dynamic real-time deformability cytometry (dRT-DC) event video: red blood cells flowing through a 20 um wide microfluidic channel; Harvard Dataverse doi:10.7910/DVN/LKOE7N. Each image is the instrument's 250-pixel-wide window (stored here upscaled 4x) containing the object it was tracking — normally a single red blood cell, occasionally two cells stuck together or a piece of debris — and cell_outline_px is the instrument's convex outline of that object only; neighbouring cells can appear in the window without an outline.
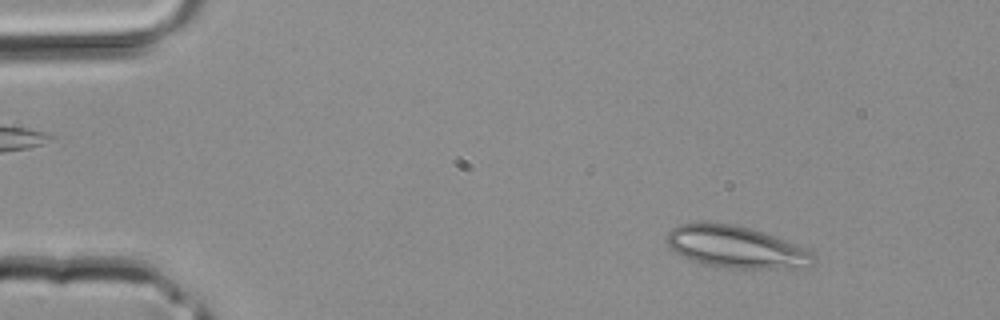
{"species": "common noctule bat (a hibernating species)", "species_latin": "Nyctalus noctula", "temperature_condition": "room temperature", "stored_images_in_passage": 40, "camera_frame_rate_fps": 3000, "um_per_image_px": 0.085, "animal": {"sex": "male", "body_mass_g": 20.4}, "frame": {"image": 1, "passage_image": 5, "time_ms": 1.333, "image_size_px": [1000, 320], "cell_outline_px": [[816, 256], [812, 264], [808, 268], [728, 268], [704, 264], [684, 256], [668, 248], [664, 240], [668, 232], [672, 228], [680, 224], [732, 224], [764, 232], [796, 244], [816, 252]], "centroid_in_image_um": [62.61, 21.02], "position_along_channel_um": 22.4, "area_um2": 35.72}}
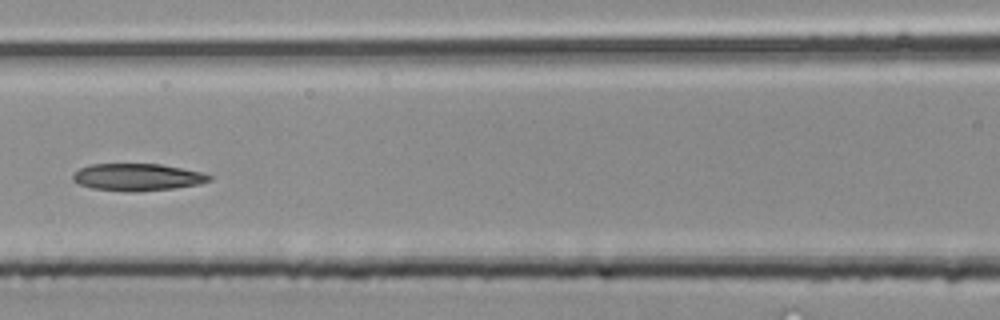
{"frame": {"image": 2, "passage_image": 18, "time_ms": 5.667, "image_size_px": [1000, 320], "cell_outline_px": [[212, 180], [200, 184], [176, 188], [132, 192], [124, 192], [92, 188], [80, 184], [72, 180], [72, 172], [80, 168], [92, 164], [160, 164], [204, 172], [212, 176]], "centroid_in_image_um": [11.69, 15.06], "position_along_channel_um": 154.9, "area_um2": 21.85}}
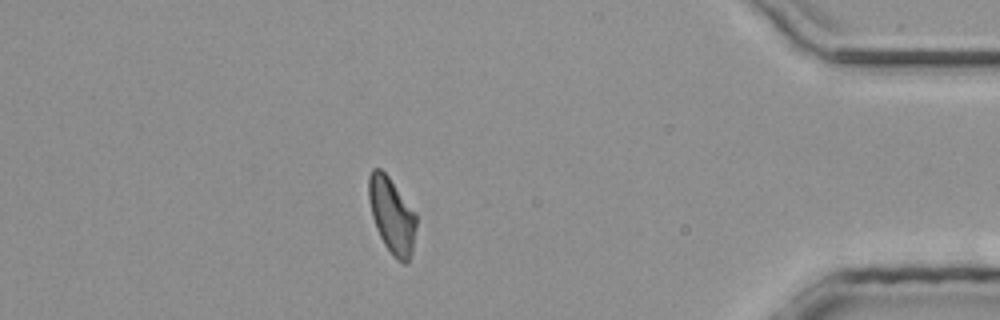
{"frame": {"image": 3, "passage_image": 35, "time_ms": 11.333, "image_size_px": [1000, 320], "cell_outline_px": [[416, 228], [412, 252], [408, 264], [404, 264], [396, 260], [392, 256], [384, 244], [376, 228], [372, 216], [368, 200], [368, 176], [372, 168], [380, 168], [388, 176], [416, 212]], "centroid_in_image_um": [33.3, 18.33], "position_along_channel_um": 401.9, "area_um2": 21.27}}